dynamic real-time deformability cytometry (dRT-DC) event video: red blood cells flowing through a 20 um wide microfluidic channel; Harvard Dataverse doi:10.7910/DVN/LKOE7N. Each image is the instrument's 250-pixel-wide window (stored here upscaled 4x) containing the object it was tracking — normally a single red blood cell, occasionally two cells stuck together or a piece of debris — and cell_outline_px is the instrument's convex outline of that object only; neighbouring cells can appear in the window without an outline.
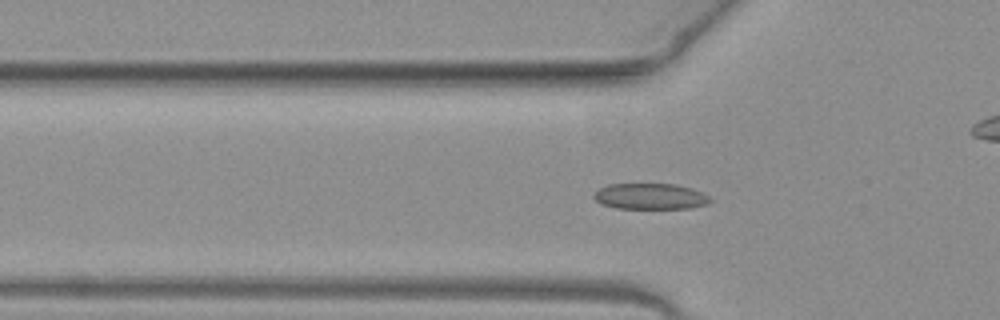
{"species": "common noctule bat (a hibernating species)", "species_latin": "Nyctalus noctula", "temperature_condition": "warm", "stored_images_in_passage": 45, "camera_frame_rate_fps": 3000, "um_per_image_px": 0.085, "animal": {"sex": "female", "body_mass_g": 19.3, "forearm_length_mm": 54.1}, "frame": {"image": 1, "passage_image": 10, "time_ms": 3.0, "image_size_px": [1000, 320], "cell_outline_px": [[712, 200], [708, 204], [692, 208], [616, 208], [600, 204], [592, 196], [600, 188], [608, 184], [676, 184], [692, 188], [708, 196]], "centroid_in_image_um": [55.27, 16.69], "position_along_channel_um": 70.5, "area_um2": 17.57}}
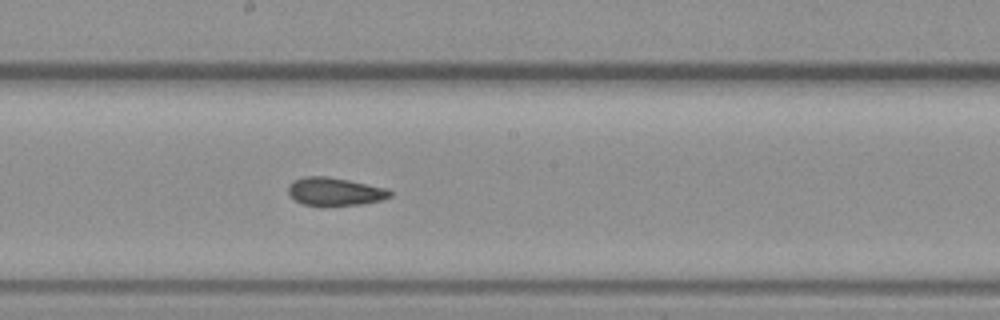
{"frame": {"image": 2, "passage_image": 21, "time_ms": 6.667, "image_size_px": [1000, 320], "cell_outline_px": [[392, 196], [384, 200], [360, 204], [324, 208], [320, 208], [304, 204], [296, 200], [288, 192], [288, 184], [304, 176], [324, 176], [348, 180], [388, 188], [392, 192]], "centroid_in_image_um": [28.49, 16.32], "position_along_channel_um": 219.7, "area_um2": 17.11}}
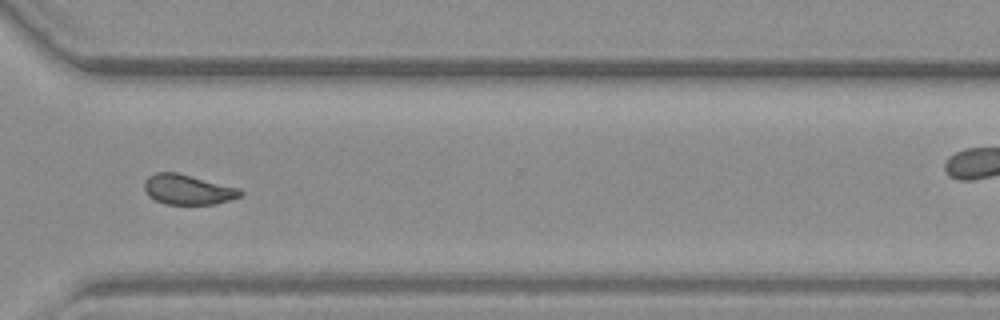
{"frame": {"image": 3, "passage_image": 31, "time_ms": 10.0, "image_size_px": [1000, 320], "cell_outline_px": [[244, 192], [240, 196], [216, 204], [164, 204], [148, 196], [144, 188], [144, 180], [148, 176], [156, 172], [176, 172], [240, 188]], "centroid_in_image_um": [15.95, 16.11], "position_along_channel_um": 354.7, "area_um2": 16.82}, "authors_computed_cell_mechanics": {"area_um2": 17.1088, "velocity_mm_per_s": 4.0524, "shape_relaxation_time_tau1_ms": null, "shape_relaxation_time_tau2_ms": 2.1976, "deformation_change_tau1": null, "deformation_change_tau2": 0.0581}}